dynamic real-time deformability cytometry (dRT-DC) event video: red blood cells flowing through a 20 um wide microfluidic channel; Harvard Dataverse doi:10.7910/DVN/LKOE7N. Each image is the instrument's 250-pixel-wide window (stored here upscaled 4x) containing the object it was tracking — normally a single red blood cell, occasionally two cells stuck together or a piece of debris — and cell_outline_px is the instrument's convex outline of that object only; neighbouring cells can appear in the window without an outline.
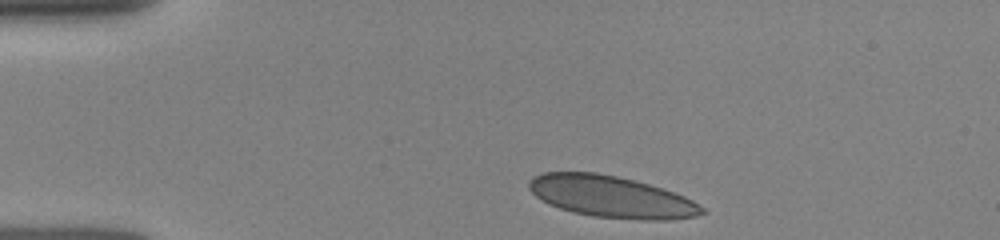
{"species": "human", "species_latin": "Homo sapiens", "temperature_condition": "room temperature", "stored_images_in_passage": 7, "camera_frame_rate_fps": 3000, "um_per_image_px": 0.085, "donor": {"sex": "female"}, "frame": {"image": 1, "passage_image": 1, "time_ms": 0.0, "image_size_px": [1000, 240], "cell_outline_px": [[708, 212], [696, 216], [668, 220], [640, 220], [592, 216], [572, 212], [548, 204], [536, 196], [528, 188], [528, 180], [532, 176], [544, 172], [596, 172], [616, 176], [648, 184], [684, 196], [692, 200], [704, 208]], "centroid_in_image_um": [51.93, 16.73], "position_along_channel_um": 33.1, "area_um2": 41.96}}
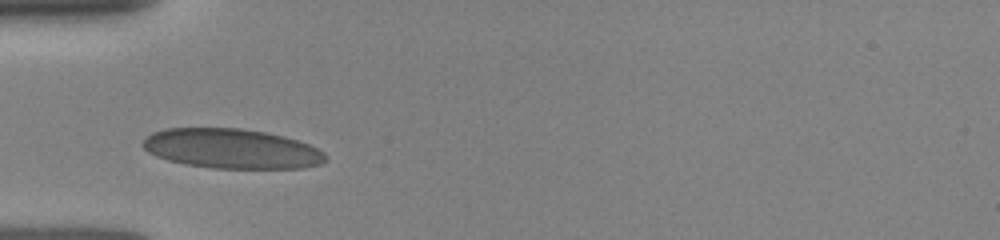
{"frame": {"image": 2, "passage_image": 4, "time_ms": 2.0, "image_size_px": [1000, 240], "cell_outline_px": [[328, 156], [320, 164], [300, 168], [212, 168], [184, 164], [168, 160], [156, 156], [148, 152], [140, 144], [152, 132], [164, 128], [240, 128], [264, 132], [284, 136], [308, 144], [324, 152]], "centroid_in_image_um": [19.65, 12.63], "position_along_channel_um": 65.3, "area_um2": 42.25}}
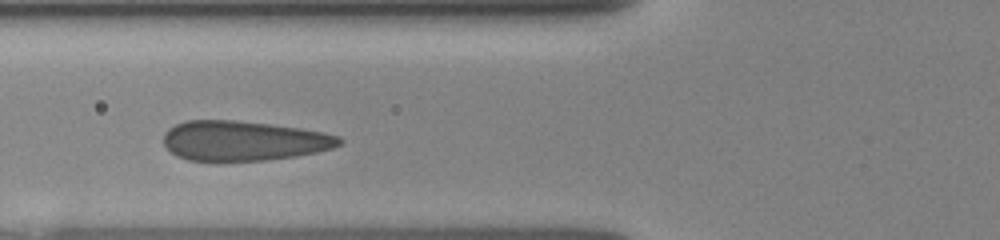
{"frame": {"image": 3, "passage_image": 6, "time_ms": 3.0, "image_size_px": [1000, 240], "cell_outline_px": [[344, 140], [340, 144], [332, 148], [316, 152], [296, 156], [264, 160], [188, 160], [176, 156], [164, 144], [164, 132], [168, 128], [176, 124], [188, 120], [236, 120], [300, 128], [324, 132], [340, 136]], "centroid_in_image_um": [20.71, 11.95], "position_along_channel_um": 105.1, "area_um2": 40.63}}